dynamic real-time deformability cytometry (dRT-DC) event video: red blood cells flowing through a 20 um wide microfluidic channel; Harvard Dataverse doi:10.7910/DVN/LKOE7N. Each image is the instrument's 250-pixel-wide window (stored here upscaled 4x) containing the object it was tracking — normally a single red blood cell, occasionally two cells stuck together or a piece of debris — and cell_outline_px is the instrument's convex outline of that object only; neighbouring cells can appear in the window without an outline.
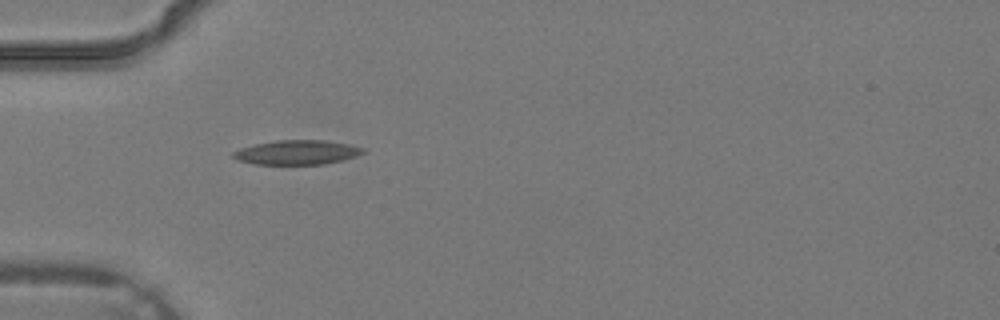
{"species": "common noctule bat (a hibernating species)", "species_latin": "Nyctalus noctula", "temperature_condition": "warm", "stored_images_in_passage": 2, "camera_frame_rate_fps": 3000, "um_per_image_px": 0.085, "animal": {"sex": "male", "body_mass_g": 19.2, "forearm_length_mm": 51.8}, "frame": {"image": 1, "passage_image": 1, "time_ms": 0.0, "image_size_px": [1000, 320], "cell_outline_px": [[364, 152], [356, 156], [344, 160], [324, 164], [252, 164], [236, 160], [232, 156], [232, 152], [240, 148], [256, 144], [276, 140], [324, 140], [348, 144], [364, 148]], "centroid_in_image_um": [25.22, 12.95], "position_along_channel_um": 59.8, "area_um2": 18.5}}
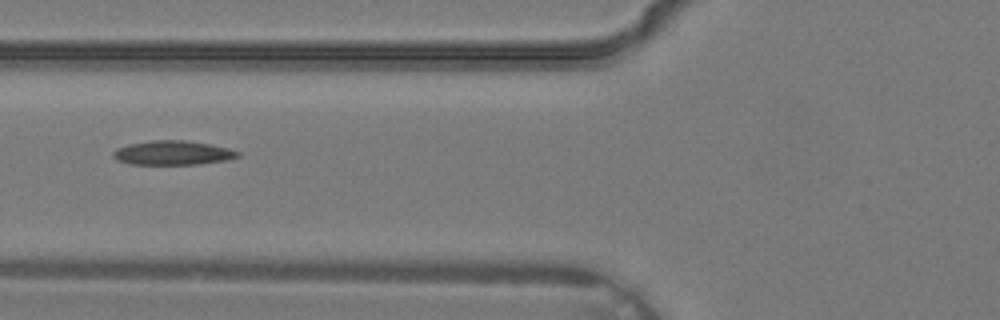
{"frame": {"image": 2, "passage_image": 2, "time_ms": 0.333, "image_size_px": [1000, 320], "cell_outline_px": [[240, 156], [228, 160], [200, 164], [128, 164], [116, 160], [112, 156], [112, 152], [116, 148], [128, 144], [152, 140], [184, 140], [208, 144], [228, 148], [240, 152]], "centroid_in_image_um": [14.66, 12.99], "position_along_channel_um": 111.1, "area_um2": 17.69}}